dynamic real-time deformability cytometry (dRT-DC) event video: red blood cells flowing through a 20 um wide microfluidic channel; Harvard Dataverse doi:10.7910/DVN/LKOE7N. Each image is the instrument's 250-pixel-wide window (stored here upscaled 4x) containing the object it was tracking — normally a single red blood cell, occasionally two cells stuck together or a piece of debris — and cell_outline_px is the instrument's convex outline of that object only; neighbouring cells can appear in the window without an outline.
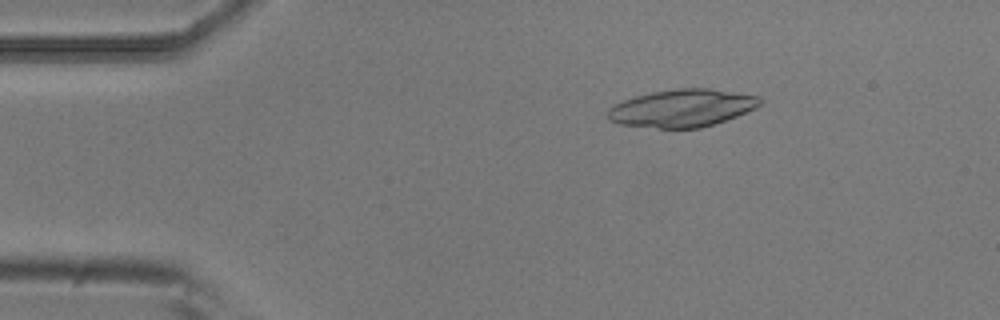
{"species": "common noctule bat (a hibernating species)", "species_latin": "Nyctalus noctula", "temperature_condition": "room temperature", "stored_images_in_passage": 4, "camera_frame_rate_fps": 3000, "um_per_image_px": 0.085, "animal": {"sex": "male", "body_mass_g": 20.5, "forearm_length_mm": 52.5}, "frame": {"image": 1, "passage_image": 3, "time_ms": 0.667, "image_size_px": [1000, 320], "cell_outline_px": [[760, 104], [756, 108], [736, 116], [700, 128], [660, 128], [620, 124], [608, 120], [608, 108], [624, 100], [636, 96], [652, 92], [676, 88], [712, 88], [760, 96]], "centroid_in_image_um": [57.98, 9.18], "position_along_channel_um": 27.0, "area_um2": 33.18}}